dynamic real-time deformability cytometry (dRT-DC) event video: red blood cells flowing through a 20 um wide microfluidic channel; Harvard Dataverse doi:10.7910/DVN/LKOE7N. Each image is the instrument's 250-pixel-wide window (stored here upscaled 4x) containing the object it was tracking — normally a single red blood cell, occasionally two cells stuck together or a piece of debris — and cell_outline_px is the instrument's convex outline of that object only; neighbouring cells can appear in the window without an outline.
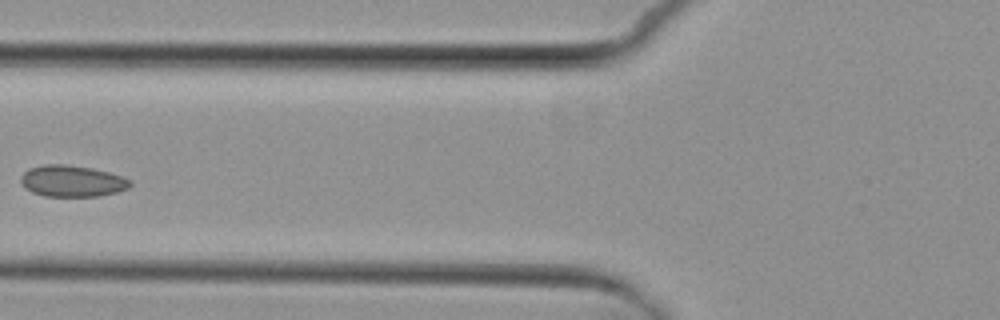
{"species": "common noctule bat (a hibernating species)", "species_latin": "Nyctalus noctula", "temperature_condition": "cold", "stored_images_in_passage": 5, "camera_frame_rate_fps": 3000, "um_per_image_px": 0.085, "animal": {"sex": "female", "body_mass_g": 29.2, "forearm_length_mm": 56.3}, "frame": {"image": 1, "passage_image": 5, "time_ms": 4.667, "image_size_px": [1000, 320], "cell_outline_px": [[132, 184], [128, 188], [116, 192], [100, 196], [44, 196], [32, 192], [24, 188], [20, 180], [20, 176], [28, 168], [44, 164], [64, 164], [92, 168], [108, 172], [132, 180]], "centroid_in_image_um": [6.1, 15.39], "position_along_channel_um": 119.7, "area_um2": 20.11}}